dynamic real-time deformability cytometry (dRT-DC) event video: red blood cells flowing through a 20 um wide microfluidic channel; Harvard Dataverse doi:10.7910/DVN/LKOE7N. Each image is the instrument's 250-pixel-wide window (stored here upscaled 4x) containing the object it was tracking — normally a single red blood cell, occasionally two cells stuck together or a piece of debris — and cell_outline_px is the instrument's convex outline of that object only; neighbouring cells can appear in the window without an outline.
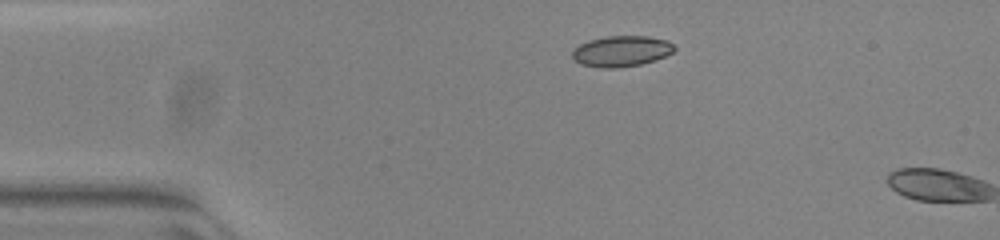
{"species": "common noctule bat (a hibernating species)", "species_latin": "Nyctalus noctula", "temperature_condition": "warm", "stored_images_in_passage": 2, "camera_frame_rate_fps": 3000, "um_per_image_px": 0.085, "animal": {"sex": "female", "body_mass_g": 23.0, "forearm_length_mm": 53.4}, "frame": {"image": 1, "passage_image": 1, "time_ms": 0.0, "image_size_px": [1000, 240], "cell_outline_px": [[676, 48], [672, 52], [656, 60], [640, 64], [616, 68], [600, 68], [580, 64], [572, 56], [572, 52], [580, 44], [588, 40], [604, 36], [648, 36], [668, 40]], "centroid_in_image_um": [52.82, 4.34], "position_along_channel_um": 32.2, "area_um2": 18.32}}